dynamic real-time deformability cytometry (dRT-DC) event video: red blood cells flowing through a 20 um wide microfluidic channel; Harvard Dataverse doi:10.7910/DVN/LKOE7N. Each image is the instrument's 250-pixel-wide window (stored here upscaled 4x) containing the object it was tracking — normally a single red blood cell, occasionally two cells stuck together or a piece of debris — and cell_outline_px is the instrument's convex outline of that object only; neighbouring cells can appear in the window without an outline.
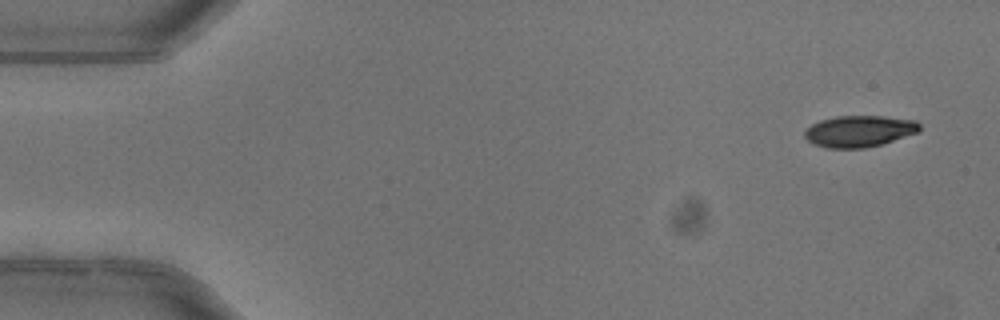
{"species": "common noctule bat (a hibernating species)", "species_latin": "Nyctalus noctula", "temperature_condition": "warm", "stored_images_in_passage": 5, "camera_frame_rate_fps": 3000, "um_per_image_px": 0.085, "animal": {"sex": "female"}, "frame": {"image": 1, "passage_image": 1, "time_ms": 0.0, "image_size_px": [1000, 320], "cell_outline_px": [[920, 132], [880, 144], [864, 148], [828, 148], [816, 144], [808, 140], [804, 136], [804, 132], [812, 124], [820, 120], [836, 116], [884, 116], [916, 120], [920, 124]], "centroid_in_image_um": [73.06, 11.14], "position_along_channel_um": 11.9, "area_um2": 20.98}}
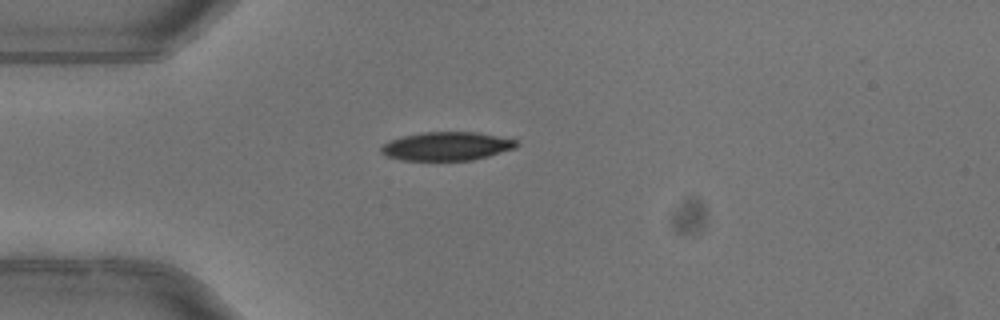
{"frame": {"image": 2, "passage_image": 4, "time_ms": 1.0, "image_size_px": [1000, 320], "cell_outline_px": [[520, 144], [516, 148], [488, 156], [472, 160], [400, 160], [384, 156], [380, 152], [380, 148], [384, 144], [392, 140], [404, 136], [424, 132], [476, 132], [516, 140]], "centroid_in_image_um": [37.96, 12.44], "position_along_channel_um": 47.0, "area_um2": 22.43}}